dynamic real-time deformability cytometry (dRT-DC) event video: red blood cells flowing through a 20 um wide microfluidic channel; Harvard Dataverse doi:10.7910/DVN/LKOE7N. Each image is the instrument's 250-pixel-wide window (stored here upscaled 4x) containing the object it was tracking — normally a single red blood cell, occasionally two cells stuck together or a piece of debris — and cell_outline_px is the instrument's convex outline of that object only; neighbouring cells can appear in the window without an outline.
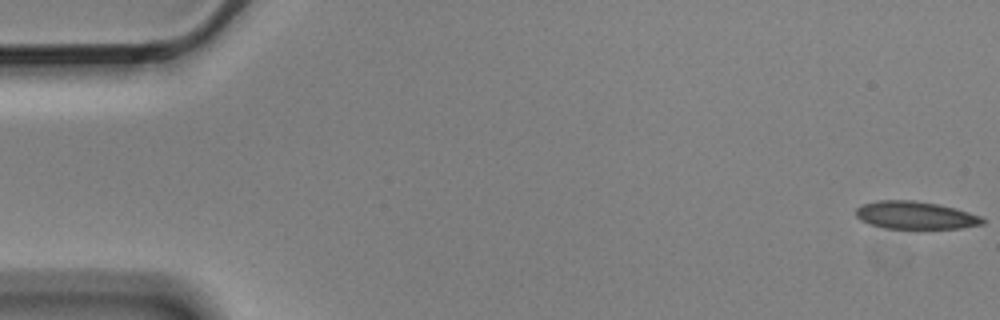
{"species": "Egyptian fruit bat (a non-hibernating species)", "species_latin": "Rousettus aegyptiacus", "temperature_condition": "cold", "stored_images_in_passage": 6, "camera_frame_rate_fps": 3000, "um_per_image_px": 0.085, "animal": {"sex": "male"}, "frame": {"image": 1, "passage_image": 1, "time_ms": 0.0, "image_size_px": [1000, 320], "cell_outline_px": [[984, 224], [960, 228], [884, 228], [860, 220], [856, 216], [856, 208], [864, 204], [876, 200], [912, 200], [940, 204], [956, 208], [980, 216], [984, 220]], "centroid_in_image_um": [77.8, 18.28], "position_along_channel_um": 7.2, "area_um2": 20.35}}